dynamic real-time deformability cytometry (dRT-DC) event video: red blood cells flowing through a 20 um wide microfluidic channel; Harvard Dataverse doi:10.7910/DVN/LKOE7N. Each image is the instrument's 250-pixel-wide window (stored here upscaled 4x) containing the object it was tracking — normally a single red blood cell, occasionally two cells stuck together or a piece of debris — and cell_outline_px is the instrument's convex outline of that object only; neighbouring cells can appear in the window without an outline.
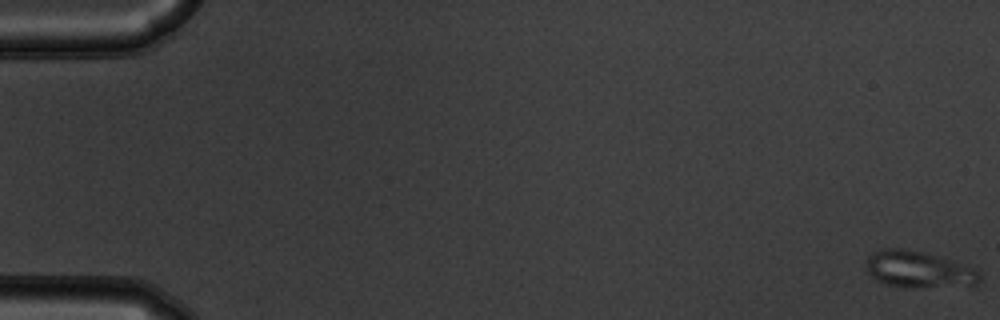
{"species": "common noctule bat (a hibernating species)", "species_latin": "Nyctalus noctula", "temperature_condition": "warm", "stored_images_in_passage": 55, "camera_frame_rate_fps": 3000, "um_per_image_px": 0.085, "animal": {"sex": "male", "body_mass_g": 19.5, "forearm_length_mm": 54.6}, "frame": {"image": 1, "passage_image": 1, "time_ms": 0.0, "image_size_px": [1000, 320], "cell_outline_px": [[980, 280], [976, 284], [888, 284], [876, 280], [868, 272], [864, 264], [868, 256], [872, 252], [880, 248], [904, 248], [924, 252], [976, 268], [980, 272]], "centroid_in_image_um": [78.0, 22.81], "position_along_channel_um": 7.0, "area_um2": 22.95}}
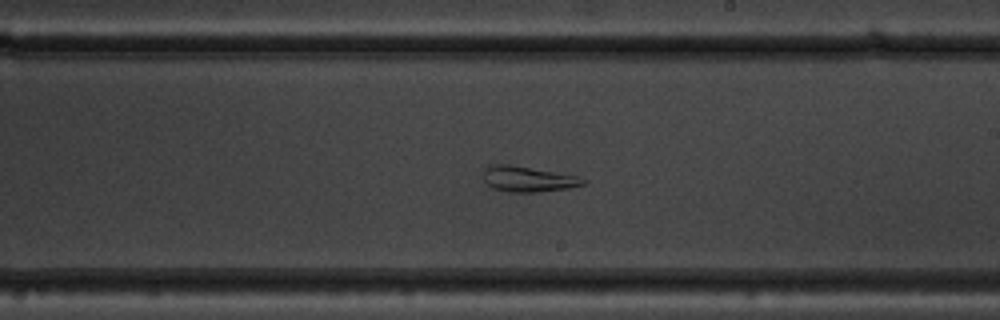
{"frame": {"image": 2, "passage_image": 33, "time_ms": 10.667, "image_size_px": [1000, 320], "cell_outline_px": [[588, 180], [584, 184], [568, 188], [540, 192], [508, 192], [492, 188], [484, 180], [484, 168], [488, 164], [508, 164], [580, 176]], "centroid_in_image_um": [44.88, 15.21], "position_along_channel_um": 244.1, "area_um2": 14.97}}
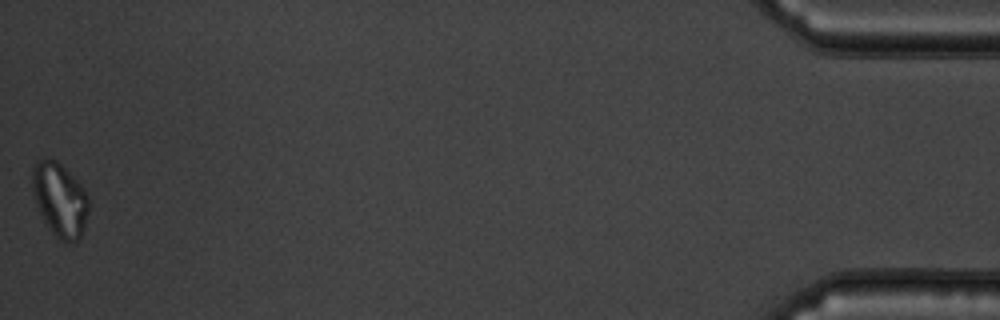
{"frame": {"image": 3, "passage_image": 55, "time_ms": 18.0, "image_size_px": [1000, 320], "cell_outline_px": [[88, 212], [80, 236], [76, 244], [72, 244], [60, 240], [52, 232], [44, 220], [36, 204], [32, 192], [32, 168], [40, 160], [56, 160], [84, 188], [88, 196]], "centroid_in_image_um": [5.09, 17.01], "position_along_channel_um": 430.1, "area_um2": 23.87}}